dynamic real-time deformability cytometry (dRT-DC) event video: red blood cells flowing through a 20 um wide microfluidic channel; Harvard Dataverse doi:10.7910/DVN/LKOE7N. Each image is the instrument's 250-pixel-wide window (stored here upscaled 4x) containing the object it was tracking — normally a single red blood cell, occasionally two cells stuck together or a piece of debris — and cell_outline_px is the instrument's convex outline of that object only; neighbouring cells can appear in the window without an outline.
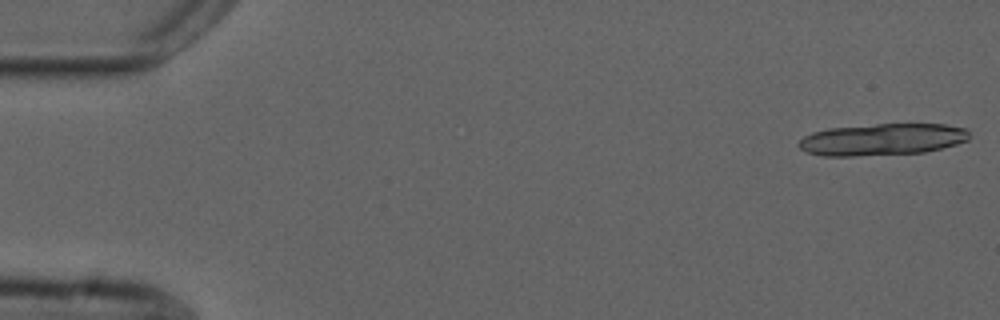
{"species": "common noctule bat (a hibernating species)", "species_latin": "Nyctalus noctula", "temperature_condition": "cold", "stored_images_in_passage": 18, "camera_frame_rate_fps": 3000, "um_per_image_px": 0.085, "animal": {"sex": "male", "forearm_length_mm": 52.5}, "frame": {"image": 1, "passage_image": 1, "time_ms": 0.0, "image_size_px": [1000, 320], "cell_outline_px": [[972, 136], [968, 140], [956, 144], [924, 152], [852, 156], [824, 156], [808, 152], [800, 148], [796, 144], [804, 136], [812, 132], [828, 128], [876, 124], [944, 124], [968, 128]], "centroid_in_image_um": [75.01, 11.84], "position_along_channel_um": 10.0, "area_um2": 31.73}}